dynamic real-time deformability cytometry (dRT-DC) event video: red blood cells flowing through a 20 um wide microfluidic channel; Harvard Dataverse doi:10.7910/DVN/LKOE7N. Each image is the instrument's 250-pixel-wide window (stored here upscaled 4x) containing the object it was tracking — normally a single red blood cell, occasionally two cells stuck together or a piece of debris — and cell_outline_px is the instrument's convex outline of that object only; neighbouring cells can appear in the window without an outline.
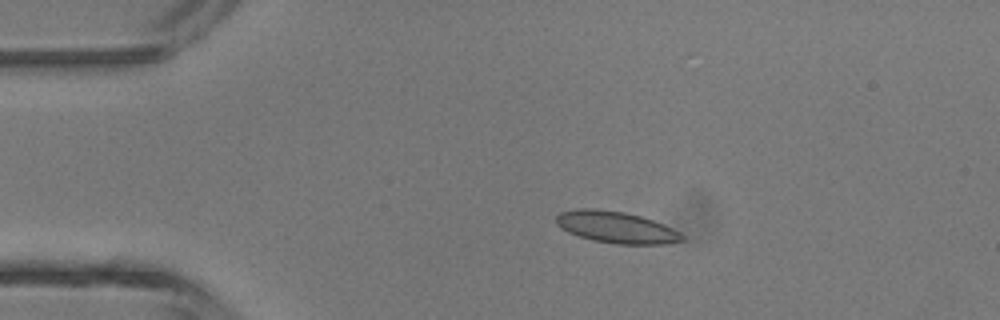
{"species": "common noctule bat (a hibernating species)", "species_latin": "Nyctalus noctula", "temperature_condition": "room temperature", "stored_images_in_passage": 3, "camera_frame_rate_fps": 3000, "um_per_image_px": 0.085, "animal": {"sex": "male", "body_mass_g": 13.3}, "frame": {"image": 1, "passage_image": 2, "time_ms": 2.0, "image_size_px": [1000, 320], "cell_outline_px": [[688, 240], [668, 244], [616, 244], [592, 240], [568, 232], [560, 228], [556, 224], [556, 216], [560, 212], [576, 208], [596, 208], [624, 212], [640, 216], [664, 224], [680, 232]], "centroid_in_image_um": [52.4, 19.32], "position_along_channel_um": 32.6, "area_um2": 23.47}}